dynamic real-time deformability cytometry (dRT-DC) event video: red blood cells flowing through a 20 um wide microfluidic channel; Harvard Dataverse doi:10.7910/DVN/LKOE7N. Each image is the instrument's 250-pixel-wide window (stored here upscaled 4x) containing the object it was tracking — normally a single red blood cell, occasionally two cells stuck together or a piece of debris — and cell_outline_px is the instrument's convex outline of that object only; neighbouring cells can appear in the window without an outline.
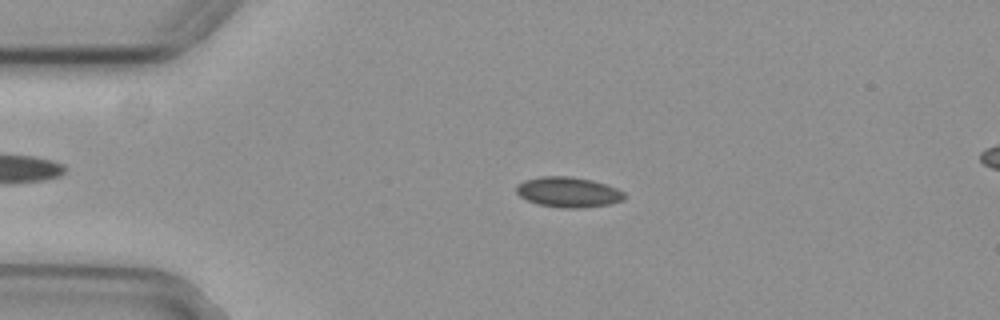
{"species": "common noctule bat (a hibernating species)", "species_latin": "Nyctalus noctula", "temperature_condition": "cold", "stored_images_in_passage": 55, "camera_frame_rate_fps": 3000, "um_per_image_px": 0.085, "animal": {"sex": "female", "body_mass_g": 29.2, "forearm_length_mm": 56.3}, "frame": {"image": 1, "passage_image": 12, "time_ms": 3.667, "image_size_px": [1000, 320], "cell_outline_px": [[624, 200], [612, 204], [580, 208], [564, 208], [536, 204], [520, 196], [516, 192], [516, 188], [524, 180], [540, 176], [572, 176], [592, 180], [616, 188], [624, 192]], "centroid_in_image_um": [48.31, 16.33], "position_along_channel_um": 36.7, "area_um2": 19.07}}
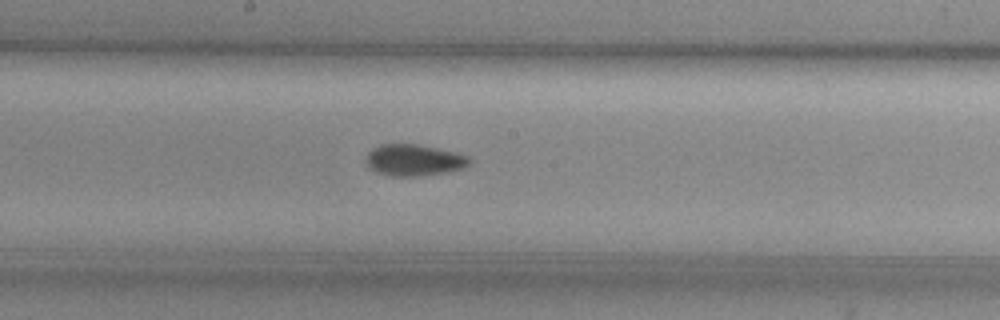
{"frame": {"image": 2, "passage_image": 29, "time_ms": 9.333, "image_size_px": [1000, 320], "cell_outline_px": [[468, 164], [464, 168], [444, 172], [416, 176], [388, 176], [376, 172], [368, 168], [364, 160], [368, 152], [380, 144], [416, 144], [436, 148], [468, 156]], "centroid_in_image_um": [35.09, 13.61], "position_along_channel_um": 213.1, "area_um2": 18.79}}
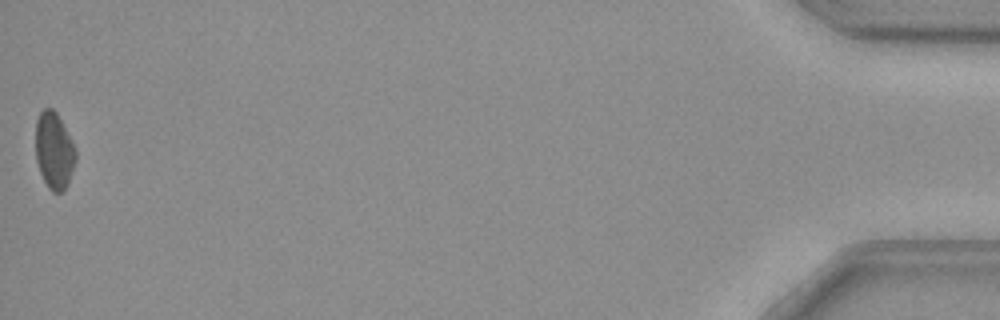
{"frame": {"image": 3, "passage_image": 55, "time_ms": 18.0, "image_size_px": [1000, 320], "cell_outline_px": [[76, 160], [68, 184], [64, 192], [52, 192], [48, 188], [40, 172], [36, 160], [36, 120], [40, 112], [44, 108], [52, 108], [56, 112], [76, 148]], "centroid_in_image_um": [4.6, 12.82], "position_along_channel_um": 430.6, "area_um2": 17.98}, "authors_computed_cell_mechanics": {"area_um2": 18.207, "velocity_mm_per_s": 3.7156, "shape_relaxation_time_tau1_ms": null, "shape_relaxation_time_tau2_ms": 5.4046, "deformation_change_tau1": null, "deformation_change_tau2": 0.0828}}